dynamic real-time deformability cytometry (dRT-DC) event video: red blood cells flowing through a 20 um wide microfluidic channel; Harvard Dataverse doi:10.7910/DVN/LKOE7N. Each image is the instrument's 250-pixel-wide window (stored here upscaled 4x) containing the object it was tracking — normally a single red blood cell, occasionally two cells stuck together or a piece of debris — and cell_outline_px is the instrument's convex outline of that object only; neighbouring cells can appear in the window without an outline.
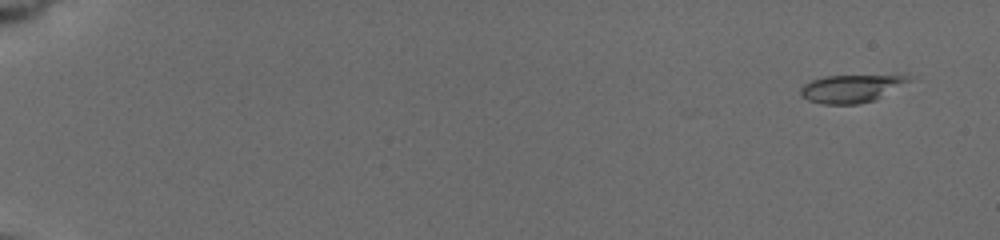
{"species": "common noctule bat (a hibernating species)", "species_latin": "Nyctalus noctula", "temperature_condition": "cold", "stored_images_in_passage": 9, "camera_frame_rate_fps": 3000, "um_per_image_px": 0.085, "animal": {"sex": "female", "body_mass_g": 19.5, "forearm_length_mm": 54.1}, "frame": {"image": 1, "passage_image": 3, "time_ms": 1.0, "image_size_px": [1000, 240], "cell_outline_px": [[908, 80], [876, 100], [856, 104], [824, 104], [808, 100], [800, 96], [800, 88], [804, 84], [812, 80], [824, 76], [908, 76]], "centroid_in_image_um": [72.21, 7.55], "position_along_channel_um": 12.8, "area_um2": 16.94}}